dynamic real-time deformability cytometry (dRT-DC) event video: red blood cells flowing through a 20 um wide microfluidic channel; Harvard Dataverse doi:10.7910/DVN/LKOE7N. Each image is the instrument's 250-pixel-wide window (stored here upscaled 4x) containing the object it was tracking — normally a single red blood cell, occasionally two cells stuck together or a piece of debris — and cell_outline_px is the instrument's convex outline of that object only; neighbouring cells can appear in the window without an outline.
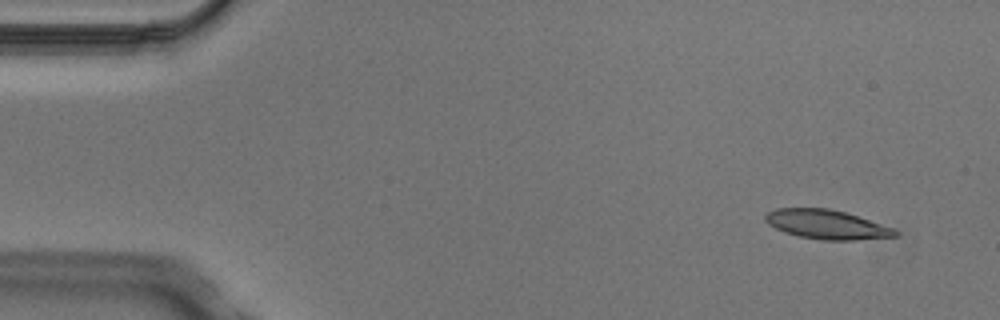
{"species": "Egyptian fruit bat (a non-hibernating species)", "species_latin": "Rousettus aegyptiacus", "temperature_condition": "cold", "stored_images_in_passage": 5, "camera_frame_rate_fps": 3000, "um_per_image_px": 0.085, "animal": {"sex": "male"}, "frame": {"image": 1, "passage_image": 1, "time_ms": 0.0, "image_size_px": [1000, 320], "cell_outline_px": [[900, 236], [856, 240], [820, 240], [796, 236], [784, 232], [768, 224], [764, 220], [764, 216], [768, 212], [776, 208], [828, 208], [844, 212], [892, 228], [900, 232]], "centroid_in_image_um": [70.24, 19.09], "position_along_channel_um": 14.8, "area_um2": 22.08}}